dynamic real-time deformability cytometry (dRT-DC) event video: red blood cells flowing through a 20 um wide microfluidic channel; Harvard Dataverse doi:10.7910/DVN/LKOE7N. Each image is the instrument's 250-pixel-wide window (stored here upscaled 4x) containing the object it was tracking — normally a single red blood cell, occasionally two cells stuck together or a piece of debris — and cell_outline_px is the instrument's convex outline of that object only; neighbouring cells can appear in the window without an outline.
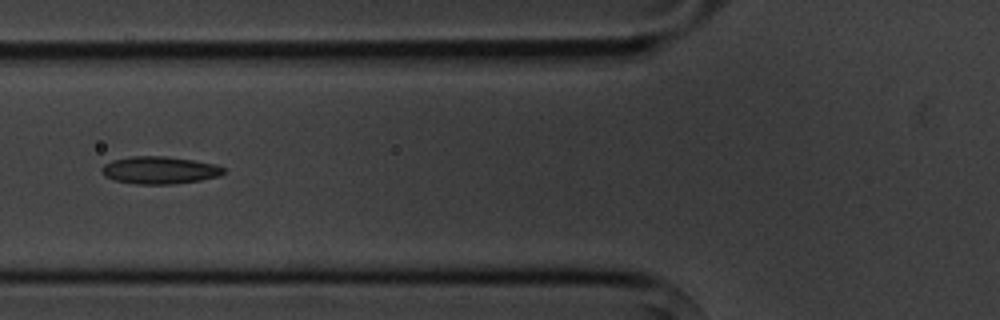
{"species": "common noctule bat (a hibernating species)", "species_latin": "Nyctalus noctula", "temperature_condition": "cold", "stored_images_in_passage": 8, "camera_frame_rate_fps": 3000, "um_per_image_px": 0.085, "animal": {"sex": "male", "body_mass_g": 20.1, "forearm_length_mm": 53.5}, "frame": {"image": 1, "passage_image": 6, "time_ms": 5.667, "image_size_px": [1000, 320], "cell_outline_px": [[224, 172], [220, 176], [200, 180], [172, 184], [136, 184], [112, 180], [104, 176], [100, 172], [100, 168], [104, 164], [112, 160], [132, 156], [168, 156], [216, 164], [224, 168]], "centroid_in_image_um": [13.52, 14.46], "position_along_channel_um": 112.3, "area_um2": 19.65}}
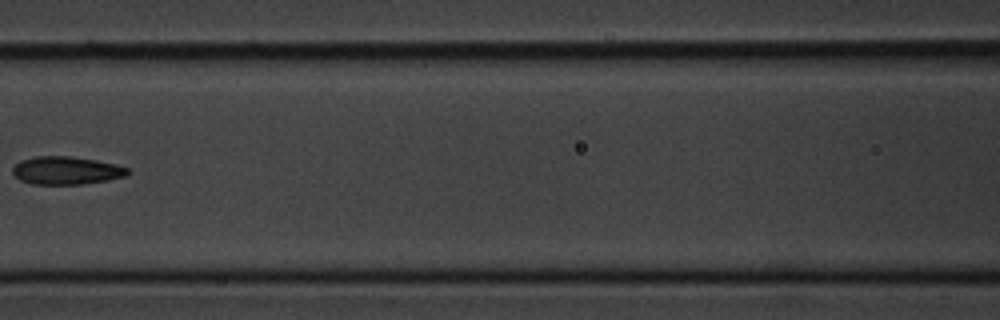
{"frame": {"image": 2, "passage_image": 7, "time_ms": 7.0, "image_size_px": [1000, 320], "cell_outline_px": [[128, 172], [124, 176], [108, 180], [80, 184], [32, 184], [20, 180], [12, 172], [12, 168], [20, 160], [36, 156], [68, 156], [96, 160], [116, 164], [128, 168]], "centroid_in_image_um": [5.6, 14.49], "position_along_channel_um": 161.0, "area_um2": 18.61}}
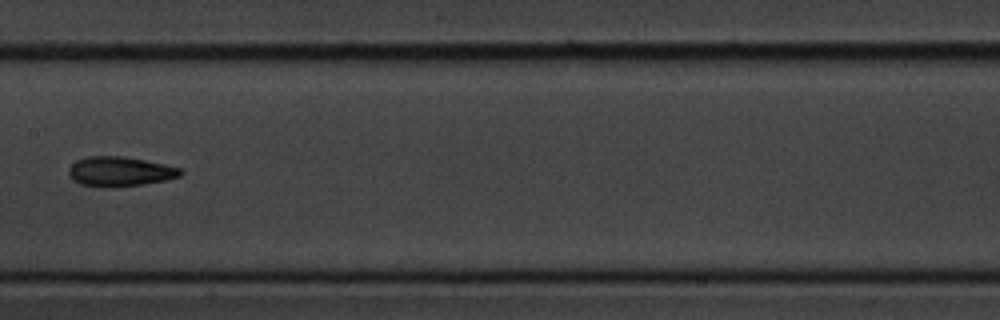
{"frame": {"image": 3, "passage_image": 8, "time_ms": 8.0, "image_size_px": [1000, 320], "cell_outline_px": [[184, 172], [180, 176], [164, 180], [140, 184], [112, 188], [80, 184], [72, 180], [68, 172], [68, 168], [76, 160], [88, 156], [124, 156], [164, 164], [180, 168]], "centroid_in_image_um": [10.16, 14.57], "position_along_channel_um": 197.2, "area_um2": 19.31}}